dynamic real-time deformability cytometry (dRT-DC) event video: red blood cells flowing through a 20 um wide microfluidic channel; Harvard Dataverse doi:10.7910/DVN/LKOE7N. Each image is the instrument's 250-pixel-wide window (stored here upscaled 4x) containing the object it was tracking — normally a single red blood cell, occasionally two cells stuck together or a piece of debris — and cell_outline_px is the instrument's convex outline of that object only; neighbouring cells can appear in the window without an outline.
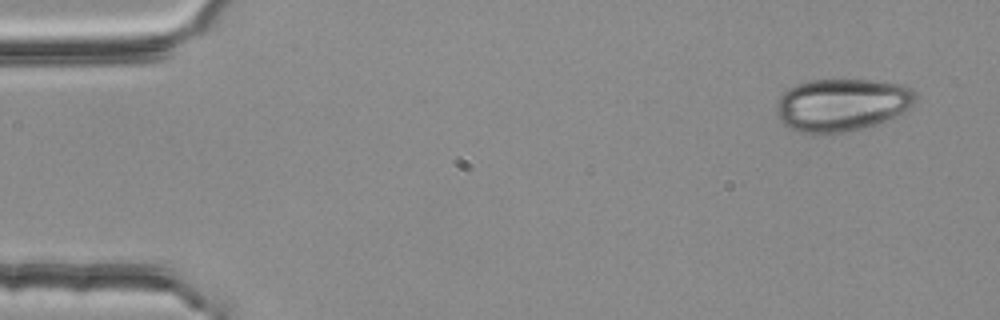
{"species": "common noctule bat (a hibernating species)", "species_latin": "Nyctalus noctula", "temperature_condition": "room temperature", "stored_images_in_passage": 51, "camera_frame_rate_fps": 3000, "um_per_image_px": 0.085, "animal": {"sex": "female", "body_mass_g": 25.1}, "frame": {"image": 1, "passage_image": 1, "time_ms": 0.0, "image_size_px": [1000, 320], "cell_outline_px": [[916, 100], [912, 108], [904, 112], [876, 124], [844, 132], [800, 132], [788, 128], [780, 120], [776, 112], [776, 104], [780, 96], [788, 88], [796, 84], [808, 80], [872, 80], [904, 84], [912, 88], [916, 92]], "centroid_in_image_um": [71.58, 8.88], "position_along_channel_um": 13.4, "area_um2": 42.77}}
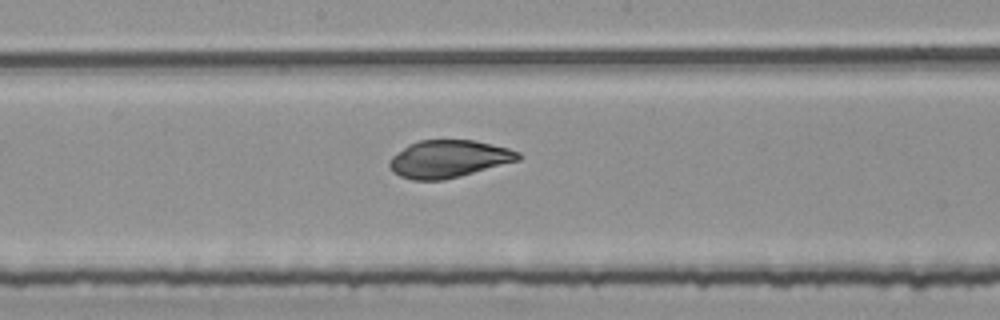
{"frame": {"image": 2, "passage_image": 26, "time_ms": 8.333, "image_size_px": [1000, 320], "cell_outline_px": [[520, 160], [460, 176], [444, 180], [412, 180], [400, 176], [388, 164], [392, 156], [408, 144], [420, 140], [472, 140], [508, 148], [520, 152]], "centroid_in_image_um": [38.14, 13.5], "position_along_channel_um": 210.1, "area_um2": 27.86}}
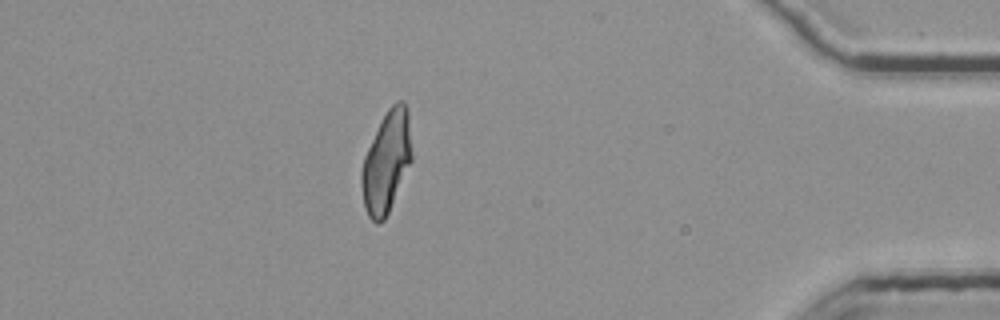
{"frame": {"image": 3, "passage_image": 45, "time_ms": 14.667, "image_size_px": [1000, 320], "cell_outline_px": [[412, 160], [388, 212], [384, 220], [376, 224], [368, 216], [364, 208], [360, 184], [360, 176], [364, 156], [380, 120], [388, 108], [396, 100], [404, 100], [408, 112], [412, 152]], "centroid_in_image_um": [32.83, 13.74], "position_along_channel_um": 402.4, "area_um2": 29.82}, "authors_computed_cell_mechanics": {"area_um2": 29.6514, "velocity_mm_per_s": 3.7832, "shape_relaxation_time_tau1_ms": 2.1241, "shape_relaxation_time_tau2_ms": null, "deformation_change_tau1": 0.0661, "deformation_change_tau2": null}}